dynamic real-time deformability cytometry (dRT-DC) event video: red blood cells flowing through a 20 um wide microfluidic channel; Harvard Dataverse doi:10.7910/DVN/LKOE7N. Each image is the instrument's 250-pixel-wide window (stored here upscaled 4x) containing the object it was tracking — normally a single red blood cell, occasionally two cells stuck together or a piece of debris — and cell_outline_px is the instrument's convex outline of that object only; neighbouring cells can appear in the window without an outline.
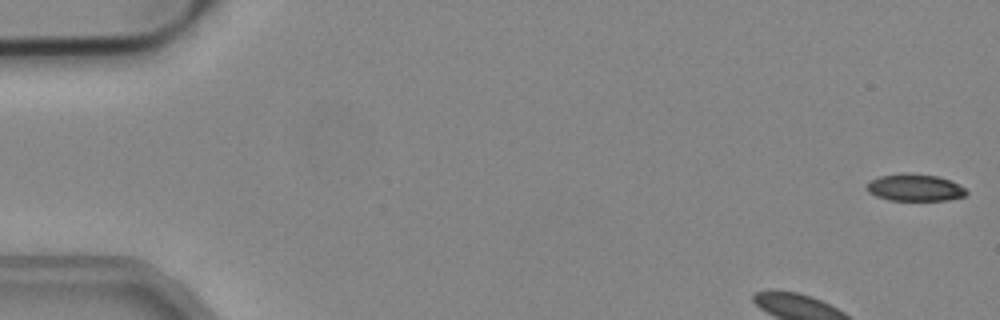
{"species": "common noctule bat (a hibernating species)", "species_latin": "Nyctalus noctula", "temperature_condition": "cold", "stored_images_in_passage": 52, "camera_frame_rate_fps": 3000, "um_per_image_px": 0.085, "animal": {"sex": "male", "body_mass_g": 19.2, "forearm_length_mm": 51.8}, "frame": {"image": 1, "passage_image": 1, "time_ms": 0.0, "image_size_px": [1000, 320], "cell_outline_px": [[968, 192], [964, 196], [948, 200], [888, 200], [876, 196], [868, 192], [864, 188], [868, 180], [880, 176], [904, 172], [936, 176], [948, 180], [964, 188]], "centroid_in_image_um": [77.68, 15.94], "position_along_channel_um": 7.3, "area_um2": 15.72}, "authors_computed_cell_mechanics": {"area_um2": 16.8776, "velocity_mm_per_s": 3.7379, "shape_relaxation_time_tau1_ms": 0.2912, "shape_relaxation_time_tau2_ms": null, "deformation_change_tau1": 0.0377, "deformation_change_tau2": null}}